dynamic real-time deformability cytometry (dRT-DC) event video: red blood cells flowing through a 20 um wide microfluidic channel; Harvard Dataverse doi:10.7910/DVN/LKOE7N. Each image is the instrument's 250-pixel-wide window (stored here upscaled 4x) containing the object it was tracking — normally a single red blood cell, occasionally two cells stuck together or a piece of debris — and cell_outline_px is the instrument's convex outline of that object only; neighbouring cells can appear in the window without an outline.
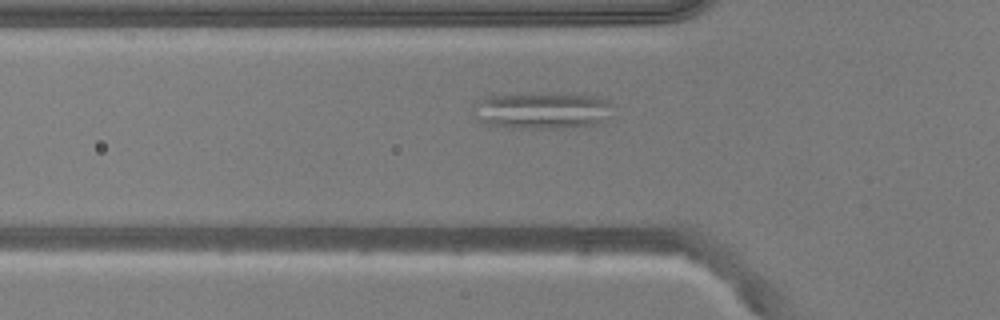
{"species": "common noctule bat (a hibernating species)", "species_latin": "Nyctalus noctula", "temperature_condition": "warm", "stored_images_in_passage": 24, "camera_frame_rate_fps": 3000, "um_per_image_px": 0.085, "animal": {"sex": "male", "body_mass_g": 20.5, "forearm_length_mm": 52.5}, "frame": {"image": 1, "passage_image": 2, "time_ms": 0.333, "image_size_px": [1000, 320], "cell_outline_px": [[612, 104], [608, 120], [604, 124], [564, 128], [512, 128], [484, 124], [472, 112], [472, 104], [476, 100], [484, 96], [516, 92], [572, 92], [600, 96], [612, 100]], "centroid_in_image_um": [46.11, 9.34], "position_along_channel_um": 79.7, "area_um2": 31.91}}
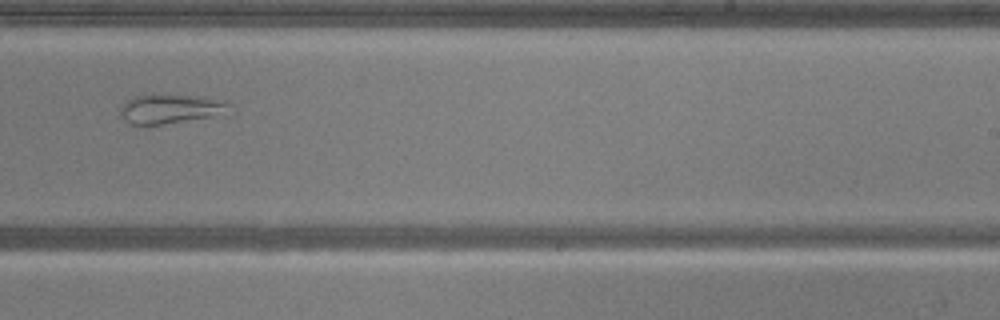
{"frame": {"image": 2, "passage_image": 17, "time_ms": 5.333, "image_size_px": [1000, 320], "cell_outline_px": [[232, 104], [212, 116], [160, 124], [128, 124], [120, 116], [120, 108], [132, 96], [152, 92], [196, 96], [228, 100]], "centroid_in_image_um": [14.38, 9.19], "position_along_channel_um": 274.6, "area_um2": 18.67}}
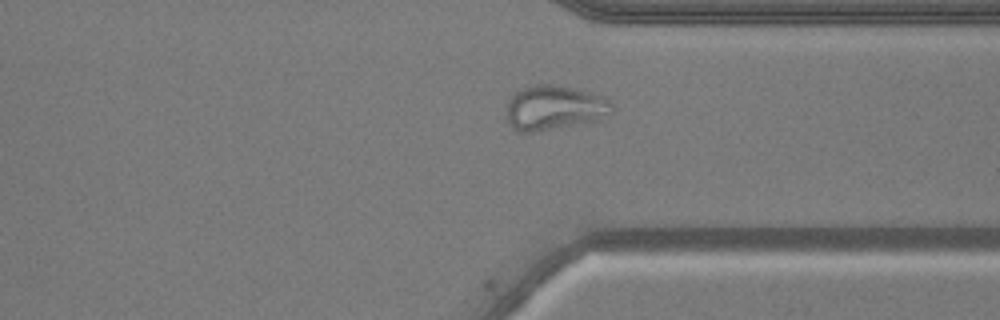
{"frame": {"image": 3, "passage_image": 24, "time_ms": 7.667, "image_size_px": [1000, 320], "cell_outline_px": [[616, 108], [612, 116], [588, 124], [532, 132], [520, 132], [512, 128], [508, 120], [508, 100], [520, 88], [540, 84], [552, 84], [576, 88], [600, 96], [616, 104]], "centroid_in_image_um": [47.22, 9.18], "position_along_channel_um": 364.2, "area_um2": 28.09}, "authors_computed_cell_mechanics": {"area_um2": 21.3571, "velocity_mm_per_s": 3.8886, "shape_relaxation_time_tau1_ms": null, "shape_relaxation_time_tau2_ms": 1.4613, "deformation_change_tau1": null, "deformation_change_tau2": 0.0859}}